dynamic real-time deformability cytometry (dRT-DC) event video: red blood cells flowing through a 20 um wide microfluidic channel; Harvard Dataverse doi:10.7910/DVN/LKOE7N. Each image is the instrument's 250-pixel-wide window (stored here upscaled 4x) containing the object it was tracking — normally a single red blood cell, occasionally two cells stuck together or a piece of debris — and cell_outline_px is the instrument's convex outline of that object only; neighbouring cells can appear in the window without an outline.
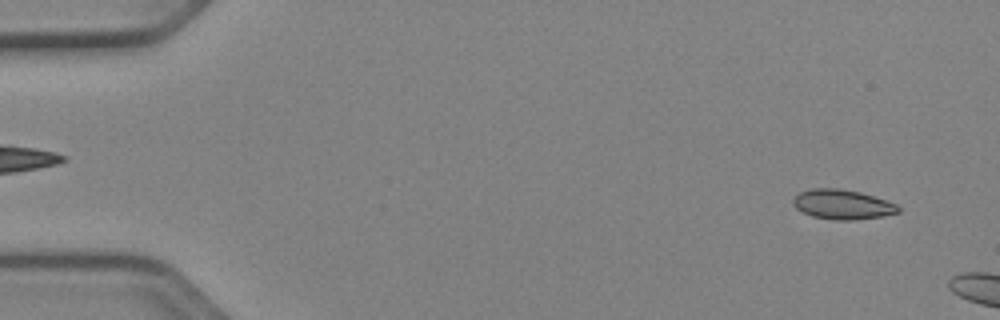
{"species": "Egyptian fruit bat (a non-hibernating species)", "species_latin": "Rousettus aegyptiacus", "temperature_condition": "cold", "stored_images_in_passage": 7, "camera_frame_rate_fps": 3000, "um_per_image_px": 0.085, "animal": {"sex": "female"}, "frame": {"image": 1, "passage_image": 3, "time_ms": 0.667, "image_size_px": [1000, 320], "cell_outline_px": [[900, 212], [880, 216], [852, 220], [836, 220], [812, 216], [796, 208], [792, 204], [792, 200], [800, 192], [812, 188], [840, 188], [860, 192], [896, 204], [900, 208]], "centroid_in_image_um": [71.58, 17.37], "position_along_channel_um": 13.4, "area_um2": 17.98}}